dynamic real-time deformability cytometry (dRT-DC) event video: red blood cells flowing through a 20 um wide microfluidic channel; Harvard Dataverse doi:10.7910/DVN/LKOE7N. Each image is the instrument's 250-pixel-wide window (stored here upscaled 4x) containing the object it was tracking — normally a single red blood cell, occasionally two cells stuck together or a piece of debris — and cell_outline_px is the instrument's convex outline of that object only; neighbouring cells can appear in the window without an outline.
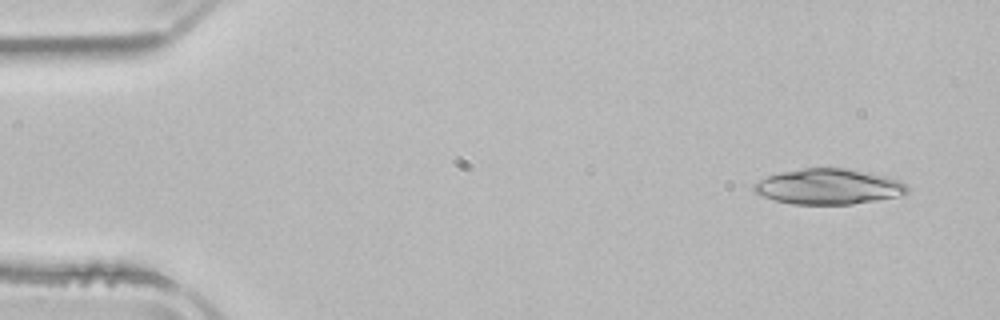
{"species": "common noctule bat (a hibernating species)", "species_latin": "Nyctalus noctula", "temperature_condition": "room temperature", "stored_images_in_passage": 4, "camera_frame_rate_fps": 3000, "um_per_image_px": 0.085, "animal": {"sex": "male", "body_mass_g": 21.5, "forearm_length_mm": 52.0}, "frame": {"image": 1, "passage_image": 1, "time_ms": 0.0, "image_size_px": [1000, 320], "cell_outline_px": [[908, 192], [896, 196], [876, 200], [852, 204], [792, 204], [760, 196], [752, 188], [752, 184], [768, 176], [780, 172], [804, 168], [844, 168], [868, 172], [900, 180], [908, 188]], "centroid_in_image_um": [70.39, 15.86], "position_along_channel_um": 14.6, "area_um2": 31.5}}